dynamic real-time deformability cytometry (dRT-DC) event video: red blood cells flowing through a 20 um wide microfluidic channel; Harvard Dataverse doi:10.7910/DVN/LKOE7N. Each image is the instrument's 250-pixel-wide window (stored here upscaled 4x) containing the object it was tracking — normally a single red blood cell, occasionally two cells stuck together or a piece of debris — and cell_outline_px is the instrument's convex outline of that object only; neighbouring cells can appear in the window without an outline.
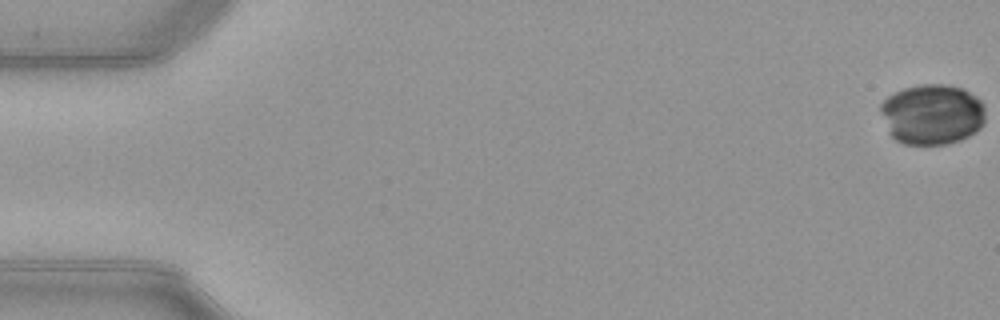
{"species": "common noctule bat (a hibernating species)", "species_latin": "Nyctalus noctula", "temperature_condition": "warm", "stored_images_in_passage": 53, "camera_frame_rate_fps": 3000, "um_per_image_px": 0.085, "animal": {"sex": "female", "body_mass_g": 21.9}, "frame": {"image": 1, "passage_image": 1, "time_ms": 0.0, "image_size_px": [1000, 320], "cell_outline_px": [[984, 124], [976, 132], [960, 140], [948, 144], [904, 144], [896, 140], [888, 132], [880, 112], [880, 104], [888, 96], [904, 88], [920, 84], [944, 84], [964, 88], [976, 96], [984, 104]], "centroid_in_image_um": [79.23, 9.71], "position_along_channel_um": 5.8, "area_um2": 37.22}}
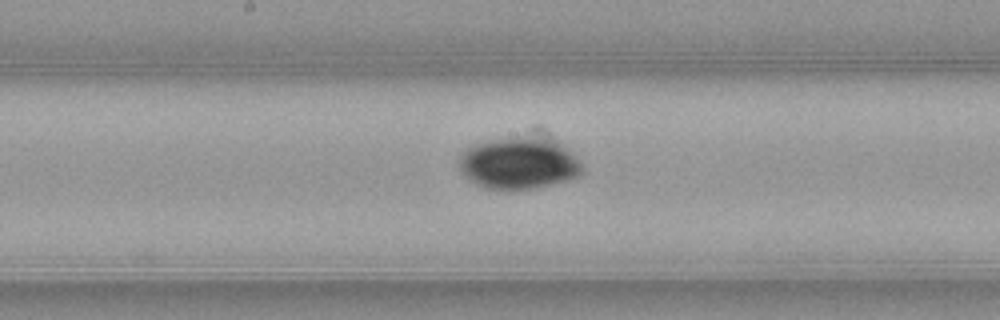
{"frame": {"image": 2, "passage_image": 28, "time_ms": 9.0, "image_size_px": [1000, 320], "cell_outline_px": [[584, 172], [580, 176], [568, 180], [536, 188], [508, 192], [484, 188], [476, 184], [464, 176], [460, 172], [456, 160], [468, 148], [476, 144], [492, 140], [516, 136], [520, 136], [556, 140], [568, 148], [576, 156], [584, 168]], "centroid_in_image_um": [44.11, 13.91], "position_along_channel_um": 204.1, "area_um2": 37.97}}
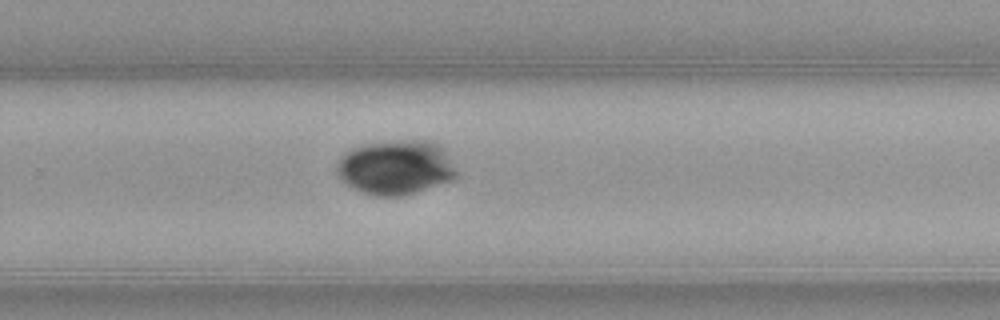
{"frame": {"image": 3, "passage_image": 35, "time_ms": 11.333, "image_size_px": [1000, 320], "cell_outline_px": [[456, 176], [452, 180], [400, 196], [376, 196], [360, 192], [348, 184], [336, 172], [336, 164], [340, 156], [344, 152], [360, 144], [396, 140], [432, 140], [440, 144], [456, 172]], "centroid_in_image_um": [33.59, 14.2], "position_along_channel_um": 296.2, "area_um2": 37.92}}